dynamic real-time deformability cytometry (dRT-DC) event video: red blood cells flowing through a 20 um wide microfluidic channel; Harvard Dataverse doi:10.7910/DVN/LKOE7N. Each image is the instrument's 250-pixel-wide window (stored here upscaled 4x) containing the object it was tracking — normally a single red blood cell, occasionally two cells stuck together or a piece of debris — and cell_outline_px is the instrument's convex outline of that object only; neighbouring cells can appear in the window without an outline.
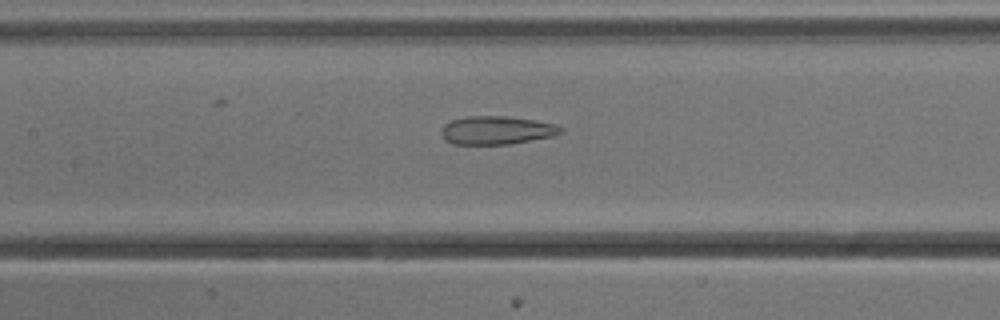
{"species": "common noctule bat (a hibernating species)", "species_latin": "Nyctalus noctula", "temperature_condition": "cold", "stored_images_in_passage": 53, "camera_frame_rate_fps": 3000, "um_per_image_px": 0.085, "animal": {"sex": "male", "body_mass_g": 13.3}, "frame": {"image": 1, "passage_image": 24, "time_ms": 7.667, "image_size_px": [1000, 320], "cell_outline_px": [[564, 132], [552, 136], [508, 144], [452, 144], [444, 140], [440, 132], [444, 124], [452, 120], [468, 116], [508, 116], [536, 120], [556, 124], [564, 128]], "centroid_in_image_um": [42.21, 11.06], "position_along_channel_um": 165.2, "area_um2": 19.83}}
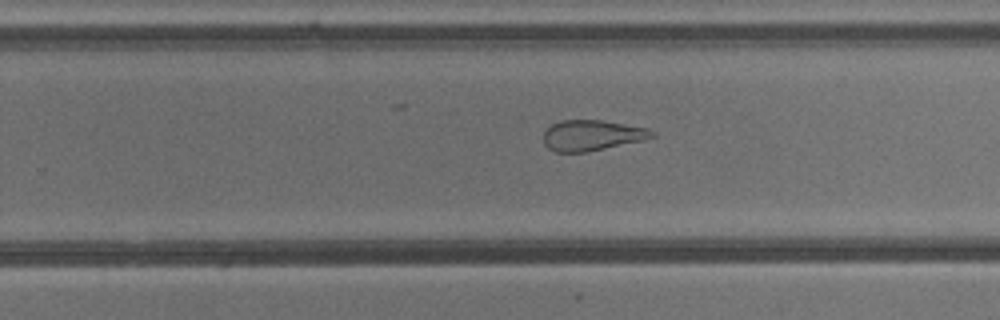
{"frame": {"image": 2, "passage_image": 33, "time_ms": 10.667, "image_size_px": [1000, 320], "cell_outline_px": [[656, 136], [644, 140], [584, 152], [556, 152], [548, 148], [544, 144], [544, 132], [552, 124], [560, 120], [600, 120], [648, 128], [656, 132]], "centroid_in_image_um": [50.32, 11.5], "position_along_channel_um": 279.5, "area_um2": 19.25}}
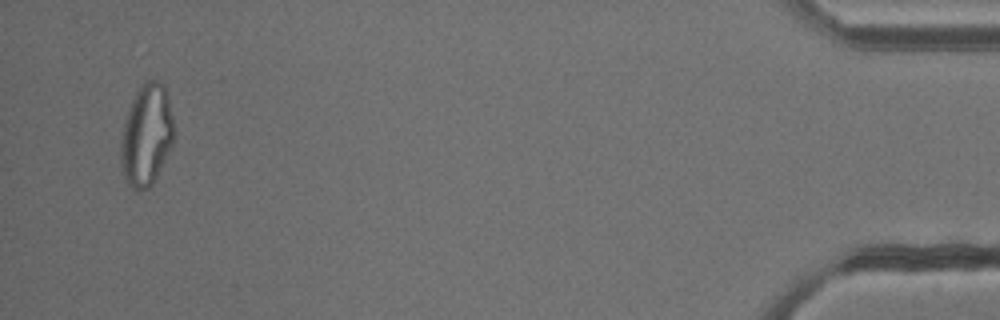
{"frame": {"image": 3, "passage_image": 51, "time_ms": 16.667, "image_size_px": [1000, 320], "cell_outline_px": [[172, 144], [152, 184], [148, 188], [136, 192], [128, 184], [124, 176], [120, 164], [120, 140], [124, 120], [128, 108], [140, 84], [148, 80], [160, 80], [164, 84], [168, 100], [172, 120]], "centroid_in_image_um": [12.4, 11.48], "position_along_channel_um": 422.8, "area_um2": 31.27}, "authors_computed_cell_mechanics": {"area_um2": 27.744, "velocity_mm_per_s": 3.8377, "shape_relaxation_time_tau1_ms": null, "shape_relaxation_time_tau2_ms": 2.4415, "deformation_change_tau1": null, "deformation_change_tau2": 0.1293}}